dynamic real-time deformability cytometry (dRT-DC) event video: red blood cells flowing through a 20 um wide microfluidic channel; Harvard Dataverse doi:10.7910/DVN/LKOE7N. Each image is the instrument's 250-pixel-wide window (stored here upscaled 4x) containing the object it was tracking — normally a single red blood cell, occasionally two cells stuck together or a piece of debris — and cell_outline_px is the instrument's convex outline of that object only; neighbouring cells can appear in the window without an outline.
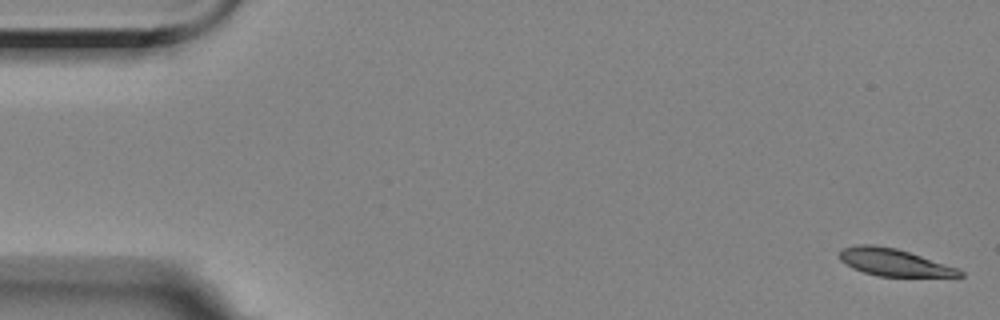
{"species": "Egyptian fruit bat (a non-hibernating species)", "species_latin": "Rousettus aegyptiacus", "temperature_condition": "room temperature", "stored_images_in_passage": 10, "camera_frame_rate_fps": 3000, "um_per_image_px": 0.085, "animal": {"sex": "female"}, "frame": {"image": 1, "passage_image": 1, "time_ms": 0.0, "image_size_px": [1000, 320], "cell_outline_px": [[964, 276], [876, 276], [852, 268], [840, 260], [840, 252], [844, 248], [856, 244], [872, 244], [896, 248], [960, 268], [964, 272]], "centroid_in_image_um": [76.0, 22.29], "position_along_channel_um": 9.0, "area_um2": 19.02}}